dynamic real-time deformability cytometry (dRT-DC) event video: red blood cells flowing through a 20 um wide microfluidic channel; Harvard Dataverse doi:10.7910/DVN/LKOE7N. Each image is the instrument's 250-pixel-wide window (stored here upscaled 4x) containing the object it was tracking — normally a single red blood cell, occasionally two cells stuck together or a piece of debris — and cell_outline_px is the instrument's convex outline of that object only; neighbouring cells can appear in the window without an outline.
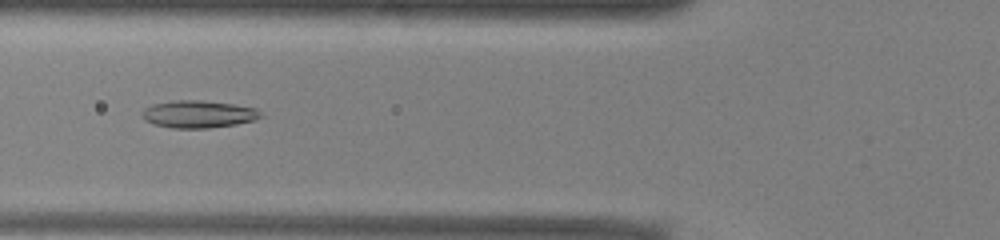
{"species": "common noctule bat (a hibernating species)", "species_latin": "Nyctalus noctula", "temperature_condition": "warm", "stored_images_in_passage": 52, "camera_frame_rate_fps": 3000, "um_per_image_px": 0.085, "animal": {"sex": "male", "body_mass_g": 13.0, "forearm_length_mm": 53.1}, "frame": {"image": 1, "passage_image": 20, "time_ms": 6.333, "image_size_px": [1000, 240], "cell_outline_px": [[264, 116], [256, 120], [236, 124], [208, 128], [172, 128], [152, 124], [144, 120], [140, 116], [140, 112], [144, 108], [152, 104], [176, 100], [200, 100], [232, 104], [256, 108]], "centroid_in_image_um": [16.82, 9.71], "position_along_channel_um": 109.0, "area_um2": 19.13}}
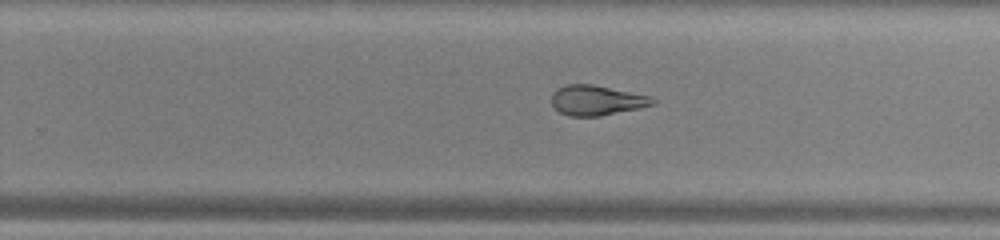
{"frame": {"image": 2, "passage_image": 33, "time_ms": 10.667, "image_size_px": [1000, 240], "cell_outline_px": [[656, 104], [640, 108], [600, 116], [568, 116], [560, 112], [552, 104], [552, 92], [556, 88], [568, 84], [592, 84], [648, 96], [656, 100]], "centroid_in_image_um": [50.69, 8.53], "position_along_channel_um": 279.1, "area_um2": 17.57}}
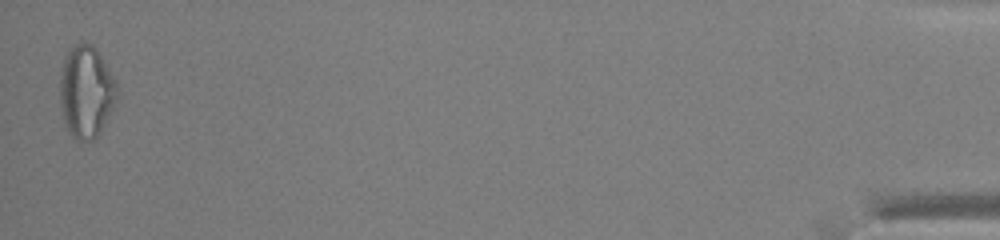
{"frame": {"image": 3, "passage_image": 52, "time_ms": 17.0, "image_size_px": [1000, 240], "cell_outline_px": [[120, 96], [100, 132], [92, 140], [80, 144], [68, 132], [64, 124], [60, 104], [60, 76], [64, 56], [68, 48], [72, 44], [80, 40], [84, 40], [92, 44], [96, 48], [112, 76], [116, 84]], "centroid_in_image_um": [7.31, 7.79], "position_along_channel_um": 427.9, "area_um2": 31.44}, "authors_computed_cell_mechanics": {"area_um2": 20.2589, "velocity_mm_per_s": 3.9353, "shape_relaxation_time_tau1_ms": 10.622, "shape_relaxation_time_tau2_ms": 2.1696, "deformation_change_tau1": 0.2632, "deformation_change_tau2": 0.1058}}